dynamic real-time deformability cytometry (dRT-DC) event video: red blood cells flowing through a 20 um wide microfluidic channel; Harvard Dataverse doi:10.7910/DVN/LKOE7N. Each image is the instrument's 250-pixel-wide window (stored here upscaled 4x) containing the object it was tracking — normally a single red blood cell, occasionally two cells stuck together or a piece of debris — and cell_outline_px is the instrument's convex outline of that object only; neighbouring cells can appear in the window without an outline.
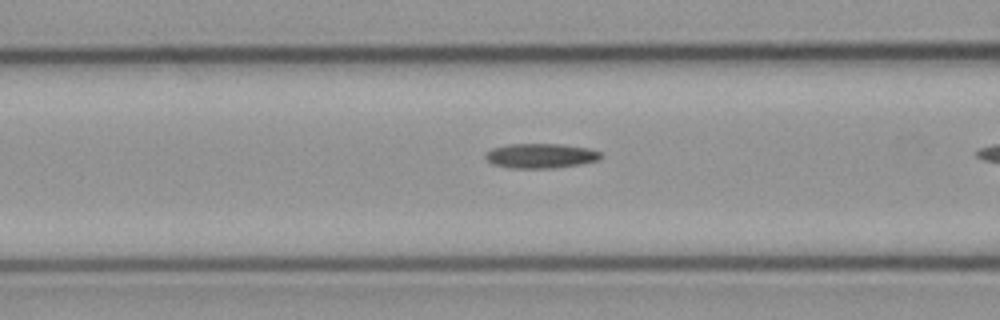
{"species": "common noctule bat (a hibernating species)", "species_latin": "Nyctalus noctula", "temperature_condition": "cold", "stored_images_in_passage": 18, "camera_frame_rate_fps": 3000, "um_per_image_px": 0.085, "animal": {"sex": "male", "body_mass_g": 23.1, "forearm_length_mm": 52.7}, "frame": {"image": 1, "passage_image": 16, "time_ms": 5.0, "image_size_px": [1000, 320], "cell_outline_px": [[600, 156], [596, 160], [580, 164], [552, 168], [508, 168], [492, 164], [484, 156], [492, 148], [508, 144], [560, 144], [588, 148], [600, 152]], "centroid_in_image_um": [45.91, 13.24], "position_along_channel_um": 120.7, "area_um2": 16.42}}